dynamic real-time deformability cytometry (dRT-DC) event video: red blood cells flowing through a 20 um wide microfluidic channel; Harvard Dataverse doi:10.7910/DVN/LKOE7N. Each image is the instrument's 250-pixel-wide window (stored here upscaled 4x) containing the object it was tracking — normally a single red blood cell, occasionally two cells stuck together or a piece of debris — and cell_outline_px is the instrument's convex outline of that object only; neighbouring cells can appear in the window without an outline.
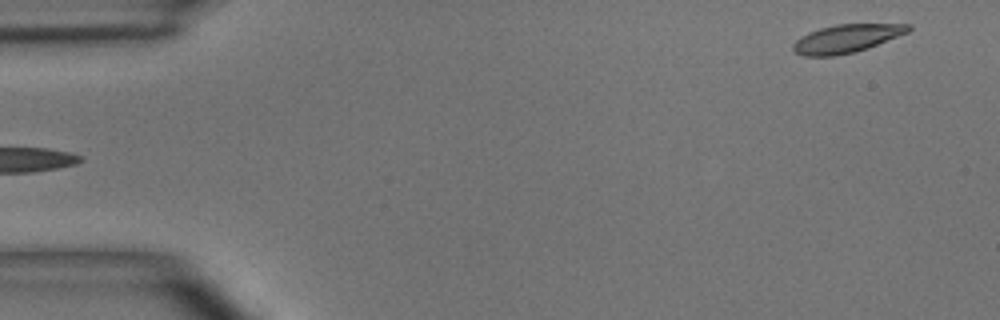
{"species": "common noctule bat (a hibernating species)", "species_latin": "Nyctalus noctula", "temperature_condition": "room temperature", "stored_images_in_passage": 5, "segment_of_instrument_passage": [2, 2], "camera_frame_rate_fps": 3000, "um_per_image_px": 0.085, "animal": {"sex": "male", "body_mass_g": 15.6}, "frame": {"image": 1, "passage_image": 5, "time_ms": 4.667, "image_size_px": [1000, 320], "cell_outline_px": [[912, 28], [908, 32], [868, 48], [856, 52], [836, 56], [804, 56], [796, 52], [792, 48], [792, 44], [800, 36], [808, 32], [820, 28], [836, 24], [912, 24]], "centroid_in_image_um": [71.94, 3.28], "position_along_channel_um": 13.1, "area_um2": 19.02}}